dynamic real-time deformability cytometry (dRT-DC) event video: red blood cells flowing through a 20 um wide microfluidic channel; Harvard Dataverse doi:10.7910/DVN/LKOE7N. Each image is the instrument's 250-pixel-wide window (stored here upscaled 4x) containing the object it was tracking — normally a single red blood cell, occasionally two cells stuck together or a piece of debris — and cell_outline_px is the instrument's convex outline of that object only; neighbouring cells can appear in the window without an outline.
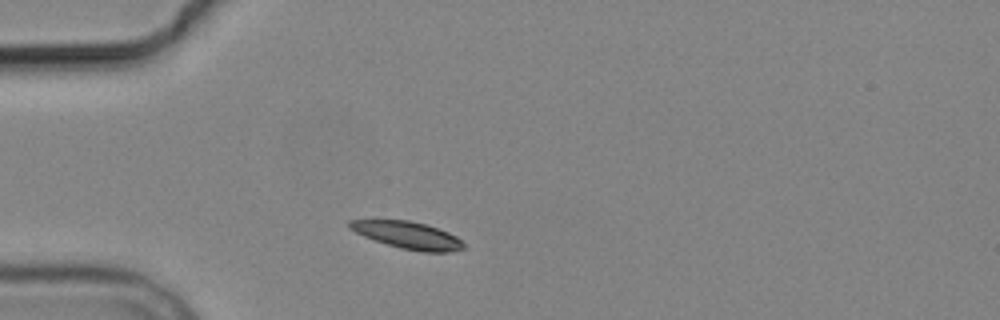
{"species": "common noctule bat (a hibernating species)", "species_latin": "Nyctalus noctula", "temperature_condition": "cold", "stored_images_in_passage": 1, "camera_frame_rate_fps": 3000, "um_per_image_px": 0.085, "animal": {"sex": "male", "body_mass_g": 19.2, "forearm_length_mm": 51.8}, "frame": {"image": 1, "passage_image": 1, "time_ms": 0.0, "image_size_px": [1000, 320], "cell_outline_px": [[464, 248], [452, 252], [420, 252], [400, 248], [364, 236], [348, 228], [348, 220], [408, 220], [424, 224], [448, 232], [456, 236], [464, 244]], "centroid_in_image_um": [34.66, 19.99], "position_along_channel_um": 50.3, "area_um2": 17.86}}